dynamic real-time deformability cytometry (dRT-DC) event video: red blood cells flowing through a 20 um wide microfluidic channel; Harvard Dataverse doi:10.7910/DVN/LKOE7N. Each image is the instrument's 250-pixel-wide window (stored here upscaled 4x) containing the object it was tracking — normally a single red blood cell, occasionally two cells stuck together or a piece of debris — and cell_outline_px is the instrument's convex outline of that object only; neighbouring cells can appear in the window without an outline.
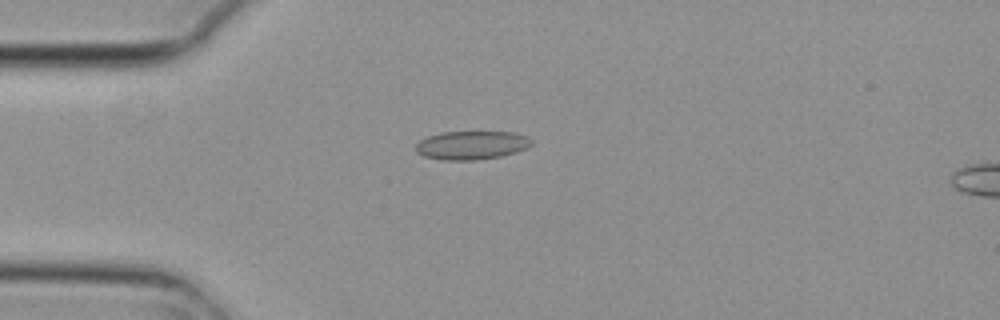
{"species": "common noctule bat (a hibernating species)", "species_latin": "Nyctalus noctula", "temperature_condition": "cold", "stored_images_in_passage": 5, "camera_frame_rate_fps": 3000, "um_per_image_px": 0.085, "animal": {"sex": "female", "body_mass_g": 29.2, "forearm_length_mm": 56.3}, "frame": {"image": 1, "passage_image": 4, "time_ms": 1.0, "image_size_px": [1000, 320], "cell_outline_px": [[532, 144], [528, 148], [516, 152], [500, 156], [476, 160], [440, 160], [424, 156], [416, 152], [416, 144], [420, 140], [428, 136], [440, 132], [512, 132], [524, 136], [532, 140]], "centroid_in_image_um": [40.06, 12.35], "position_along_channel_um": 44.9, "area_um2": 19.25}}